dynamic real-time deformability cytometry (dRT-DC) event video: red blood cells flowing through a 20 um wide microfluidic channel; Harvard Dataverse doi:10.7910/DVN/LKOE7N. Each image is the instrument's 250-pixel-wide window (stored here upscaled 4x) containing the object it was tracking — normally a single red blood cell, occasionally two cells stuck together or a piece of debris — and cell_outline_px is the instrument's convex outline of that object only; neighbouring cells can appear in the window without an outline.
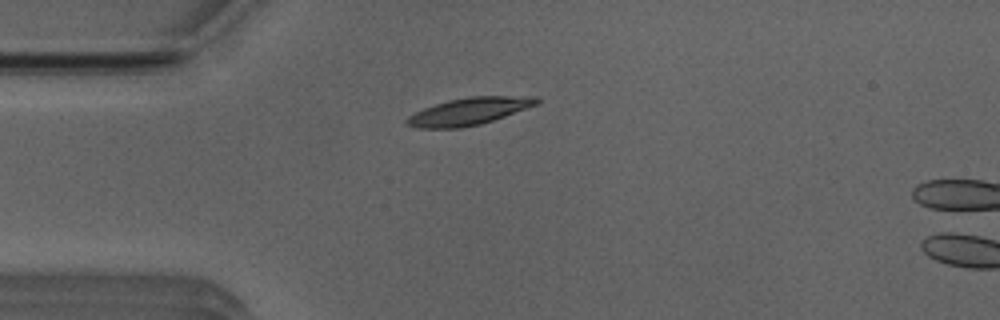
{"species": "Egyptian fruit bat (a non-hibernating species)", "species_latin": "Rousettus aegyptiacus", "temperature_condition": "room temperature", "stored_images_in_passage": 4, "camera_frame_rate_fps": 3000, "um_per_image_px": 0.085, "animal": {"sex": "male"}, "frame": {"image": 1, "passage_image": 1, "time_ms": 0.0, "image_size_px": [1000, 320], "cell_outline_px": [[540, 100], [536, 104], [504, 116], [480, 124], [460, 128], [416, 128], [404, 124], [404, 120], [408, 116], [424, 108], [448, 100], [468, 96], [536, 96]], "centroid_in_image_um": [39.8, 9.46], "position_along_channel_um": 45.2, "area_um2": 20.46}}